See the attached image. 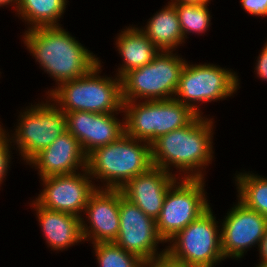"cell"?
<instances>
[{
	"mask_svg": "<svg viewBox=\"0 0 267 267\" xmlns=\"http://www.w3.org/2000/svg\"><path fill=\"white\" fill-rule=\"evenodd\" d=\"M214 123L207 115H197L187 126L160 136L151 144L153 166L177 178L205 179L206 166L214 160Z\"/></svg>",
	"mask_w": 267,
	"mask_h": 267,
	"instance_id": "obj_1",
	"label": "cell"
},
{
	"mask_svg": "<svg viewBox=\"0 0 267 267\" xmlns=\"http://www.w3.org/2000/svg\"><path fill=\"white\" fill-rule=\"evenodd\" d=\"M23 44L41 70L53 78L54 89L66 81L85 76L100 58L61 26L25 30Z\"/></svg>",
	"mask_w": 267,
	"mask_h": 267,
	"instance_id": "obj_2",
	"label": "cell"
},
{
	"mask_svg": "<svg viewBox=\"0 0 267 267\" xmlns=\"http://www.w3.org/2000/svg\"><path fill=\"white\" fill-rule=\"evenodd\" d=\"M152 166L151 144L126 133L90 152L86 163L94 185V180L102 182L98 186L100 189H121L129 180Z\"/></svg>",
	"mask_w": 267,
	"mask_h": 267,
	"instance_id": "obj_3",
	"label": "cell"
},
{
	"mask_svg": "<svg viewBox=\"0 0 267 267\" xmlns=\"http://www.w3.org/2000/svg\"><path fill=\"white\" fill-rule=\"evenodd\" d=\"M101 61L85 76L66 81L46 91L64 113L84 111L94 113H123L121 78L101 75Z\"/></svg>",
	"mask_w": 267,
	"mask_h": 267,
	"instance_id": "obj_4",
	"label": "cell"
},
{
	"mask_svg": "<svg viewBox=\"0 0 267 267\" xmlns=\"http://www.w3.org/2000/svg\"><path fill=\"white\" fill-rule=\"evenodd\" d=\"M125 133L152 144L160 136L187 126L197 114L176 99L123 103Z\"/></svg>",
	"mask_w": 267,
	"mask_h": 267,
	"instance_id": "obj_5",
	"label": "cell"
},
{
	"mask_svg": "<svg viewBox=\"0 0 267 267\" xmlns=\"http://www.w3.org/2000/svg\"><path fill=\"white\" fill-rule=\"evenodd\" d=\"M174 51H160L147 65L122 78L123 102L173 99L186 59Z\"/></svg>",
	"mask_w": 267,
	"mask_h": 267,
	"instance_id": "obj_6",
	"label": "cell"
},
{
	"mask_svg": "<svg viewBox=\"0 0 267 267\" xmlns=\"http://www.w3.org/2000/svg\"><path fill=\"white\" fill-rule=\"evenodd\" d=\"M228 69L211 63L186 61L174 99L189 106L197 115H203L201 104L227 100L241 88L238 73Z\"/></svg>",
	"mask_w": 267,
	"mask_h": 267,
	"instance_id": "obj_7",
	"label": "cell"
},
{
	"mask_svg": "<svg viewBox=\"0 0 267 267\" xmlns=\"http://www.w3.org/2000/svg\"><path fill=\"white\" fill-rule=\"evenodd\" d=\"M46 97V101L39 100L22 109L16 127L11 130L13 134L9 132L12 145L25 164L67 131L65 113Z\"/></svg>",
	"mask_w": 267,
	"mask_h": 267,
	"instance_id": "obj_8",
	"label": "cell"
},
{
	"mask_svg": "<svg viewBox=\"0 0 267 267\" xmlns=\"http://www.w3.org/2000/svg\"><path fill=\"white\" fill-rule=\"evenodd\" d=\"M209 207L167 242L166 253L192 267H215L225 261L221 249V225Z\"/></svg>",
	"mask_w": 267,
	"mask_h": 267,
	"instance_id": "obj_9",
	"label": "cell"
},
{
	"mask_svg": "<svg viewBox=\"0 0 267 267\" xmlns=\"http://www.w3.org/2000/svg\"><path fill=\"white\" fill-rule=\"evenodd\" d=\"M205 182V179L179 178L169 188L156 219L158 233L165 244L210 207Z\"/></svg>",
	"mask_w": 267,
	"mask_h": 267,
	"instance_id": "obj_10",
	"label": "cell"
},
{
	"mask_svg": "<svg viewBox=\"0 0 267 267\" xmlns=\"http://www.w3.org/2000/svg\"><path fill=\"white\" fill-rule=\"evenodd\" d=\"M119 219L115 244L144 262L166 253V246L162 251H158V244L165 245V242L158 233L156 220L125 198L120 189Z\"/></svg>",
	"mask_w": 267,
	"mask_h": 267,
	"instance_id": "obj_11",
	"label": "cell"
},
{
	"mask_svg": "<svg viewBox=\"0 0 267 267\" xmlns=\"http://www.w3.org/2000/svg\"><path fill=\"white\" fill-rule=\"evenodd\" d=\"M82 172V173H81ZM43 189L33 201L40 207L82 217L90 195L98 188L87 169L40 179Z\"/></svg>",
	"mask_w": 267,
	"mask_h": 267,
	"instance_id": "obj_12",
	"label": "cell"
},
{
	"mask_svg": "<svg viewBox=\"0 0 267 267\" xmlns=\"http://www.w3.org/2000/svg\"><path fill=\"white\" fill-rule=\"evenodd\" d=\"M222 221L221 249L226 260L240 261L250 248H258L267 228V218L240 201L233 203Z\"/></svg>",
	"mask_w": 267,
	"mask_h": 267,
	"instance_id": "obj_13",
	"label": "cell"
},
{
	"mask_svg": "<svg viewBox=\"0 0 267 267\" xmlns=\"http://www.w3.org/2000/svg\"><path fill=\"white\" fill-rule=\"evenodd\" d=\"M119 220V189L97 188L90 195L81 217L84 242H114L119 232Z\"/></svg>",
	"mask_w": 267,
	"mask_h": 267,
	"instance_id": "obj_14",
	"label": "cell"
},
{
	"mask_svg": "<svg viewBox=\"0 0 267 267\" xmlns=\"http://www.w3.org/2000/svg\"><path fill=\"white\" fill-rule=\"evenodd\" d=\"M119 113H94L72 111L65 113L67 131L79 142L88 155L93 150L116 141L125 133L124 112L122 120ZM122 121V122H121Z\"/></svg>",
	"mask_w": 267,
	"mask_h": 267,
	"instance_id": "obj_15",
	"label": "cell"
},
{
	"mask_svg": "<svg viewBox=\"0 0 267 267\" xmlns=\"http://www.w3.org/2000/svg\"><path fill=\"white\" fill-rule=\"evenodd\" d=\"M87 155L80 142L68 131L34 156L26 165L37 169L41 178L71 174L86 169Z\"/></svg>",
	"mask_w": 267,
	"mask_h": 267,
	"instance_id": "obj_16",
	"label": "cell"
},
{
	"mask_svg": "<svg viewBox=\"0 0 267 267\" xmlns=\"http://www.w3.org/2000/svg\"><path fill=\"white\" fill-rule=\"evenodd\" d=\"M178 179L174 174L152 166L129 180L120 190L125 198L156 220L160 216L169 188Z\"/></svg>",
	"mask_w": 267,
	"mask_h": 267,
	"instance_id": "obj_17",
	"label": "cell"
},
{
	"mask_svg": "<svg viewBox=\"0 0 267 267\" xmlns=\"http://www.w3.org/2000/svg\"><path fill=\"white\" fill-rule=\"evenodd\" d=\"M29 203L36 211V219L43 232L44 239L53 251L65 249L84 242L81 230V218L65 212L49 210L38 206L33 200Z\"/></svg>",
	"mask_w": 267,
	"mask_h": 267,
	"instance_id": "obj_18",
	"label": "cell"
},
{
	"mask_svg": "<svg viewBox=\"0 0 267 267\" xmlns=\"http://www.w3.org/2000/svg\"><path fill=\"white\" fill-rule=\"evenodd\" d=\"M115 38V48L122 58V64H119L115 74L119 78L130 70L149 64L160 52L138 25L126 27Z\"/></svg>",
	"mask_w": 267,
	"mask_h": 267,
	"instance_id": "obj_19",
	"label": "cell"
},
{
	"mask_svg": "<svg viewBox=\"0 0 267 267\" xmlns=\"http://www.w3.org/2000/svg\"><path fill=\"white\" fill-rule=\"evenodd\" d=\"M143 27H138L160 51H176L185 43L177 10L173 4L168 3L156 11Z\"/></svg>",
	"mask_w": 267,
	"mask_h": 267,
	"instance_id": "obj_20",
	"label": "cell"
},
{
	"mask_svg": "<svg viewBox=\"0 0 267 267\" xmlns=\"http://www.w3.org/2000/svg\"><path fill=\"white\" fill-rule=\"evenodd\" d=\"M68 0H18L16 13L25 22L27 30L37 27L62 26L60 18Z\"/></svg>",
	"mask_w": 267,
	"mask_h": 267,
	"instance_id": "obj_21",
	"label": "cell"
},
{
	"mask_svg": "<svg viewBox=\"0 0 267 267\" xmlns=\"http://www.w3.org/2000/svg\"><path fill=\"white\" fill-rule=\"evenodd\" d=\"M235 174L237 201L267 218V177L243 170Z\"/></svg>",
	"mask_w": 267,
	"mask_h": 267,
	"instance_id": "obj_22",
	"label": "cell"
},
{
	"mask_svg": "<svg viewBox=\"0 0 267 267\" xmlns=\"http://www.w3.org/2000/svg\"><path fill=\"white\" fill-rule=\"evenodd\" d=\"M209 4H173L177 10L184 40L189 38L188 34L190 35V33L201 36L210 29L212 16L208 7Z\"/></svg>",
	"mask_w": 267,
	"mask_h": 267,
	"instance_id": "obj_23",
	"label": "cell"
},
{
	"mask_svg": "<svg viewBox=\"0 0 267 267\" xmlns=\"http://www.w3.org/2000/svg\"><path fill=\"white\" fill-rule=\"evenodd\" d=\"M92 246L98 267H143L144 261L114 242L96 243Z\"/></svg>",
	"mask_w": 267,
	"mask_h": 267,
	"instance_id": "obj_24",
	"label": "cell"
},
{
	"mask_svg": "<svg viewBox=\"0 0 267 267\" xmlns=\"http://www.w3.org/2000/svg\"><path fill=\"white\" fill-rule=\"evenodd\" d=\"M2 125L3 124L0 125V186L6 180L8 170H10V164L12 160L11 154H13L11 149H15L12 145V141L8 132L9 130L5 129V127L3 128Z\"/></svg>",
	"mask_w": 267,
	"mask_h": 267,
	"instance_id": "obj_25",
	"label": "cell"
},
{
	"mask_svg": "<svg viewBox=\"0 0 267 267\" xmlns=\"http://www.w3.org/2000/svg\"><path fill=\"white\" fill-rule=\"evenodd\" d=\"M240 5L253 17H267V0H240Z\"/></svg>",
	"mask_w": 267,
	"mask_h": 267,
	"instance_id": "obj_26",
	"label": "cell"
},
{
	"mask_svg": "<svg viewBox=\"0 0 267 267\" xmlns=\"http://www.w3.org/2000/svg\"><path fill=\"white\" fill-rule=\"evenodd\" d=\"M143 267H192L170 257L167 253L143 263Z\"/></svg>",
	"mask_w": 267,
	"mask_h": 267,
	"instance_id": "obj_27",
	"label": "cell"
},
{
	"mask_svg": "<svg viewBox=\"0 0 267 267\" xmlns=\"http://www.w3.org/2000/svg\"><path fill=\"white\" fill-rule=\"evenodd\" d=\"M263 46L255 62L254 72L257 78L267 81V41Z\"/></svg>",
	"mask_w": 267,
	"mask_h": 267,
	"instance_id": "obj_28",
	"label": "cell"
},
{
	"mask_svg": "<svg viewBox=\"0 0 267 267\" xmlns=\"http://www.w3.org/2000/svg\"><path fill=\"white\" fill-rule=\"evenodd\" d=\"M257 251L259 252V262H267V228L265 235L262 237L261 242L258 245Z\"/></svg>",
	"mask_w": 267,
	"mask_h": 267,
	"instance_id": "obj_29",
	"label": "cell"
},
{
	"mask_svg": "<svg viewBox=\"0 0 267 267\" xmlns=\"http://www.w3.org/2000/svg\"><path fill=\"white\" fill-rule=\"evenodd\" d=\"M211 0H170L168 3L170 4H192V5H200L210 3Z\"/></svg>",
	"mask_w": 267,
	"mask_h": 267,
	"instance_id": "obj_30",
	"label": "cell"
},
{
	"mask_svg": "<svg viewBox=\"0 0 267 267\" xmlns=\"http://www.w3.org/2000/svg\"><path fill=\"white\" fill-rule=\"evenodd\" d=\"M17 4L18 0H0V7L10 5L11 7H13L14 12H16L17 10Z\"/></svg>",
	"mask_w": 267,
	"mask_h": 267,
	"instance_id": "obj_31",
	"label": "cell"
},
{
	"mask_svg": "<svg viewBox=\"0 0 267 267\" xmlns=\"http://www.w3.org/2000/svg\"><path fill=\"white\" fill-rule=\"evenodd\" d=\"M256 267H267V262H258Z\"/></svg>",
	"mask_w": 267,
	"mask_h": 267,
	"instance_id": "obj_32",
	"label": "cell"
}]
</instances>
